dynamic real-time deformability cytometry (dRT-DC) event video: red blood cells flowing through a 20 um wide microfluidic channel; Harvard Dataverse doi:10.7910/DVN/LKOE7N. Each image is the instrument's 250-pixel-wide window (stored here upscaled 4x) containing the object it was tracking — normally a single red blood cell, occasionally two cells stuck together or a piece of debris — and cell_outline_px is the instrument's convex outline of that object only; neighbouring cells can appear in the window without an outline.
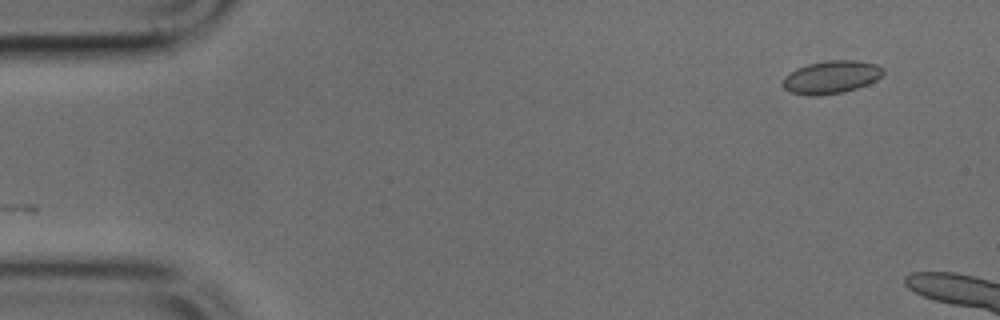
{"species": "common noctule bat (a hibernating species)", "species_latin": "Nyctalus noctula", "temperature_condition": "cold", "stored_images_in_passage": 4, "camera_frame_rate_fps": 3000, "um_per_image_px": 0.085, "animal": {"sex": "male", "body_mass_g": 17.9, "forearm_length_mm": 54.2}, "frame": {"image": 1, "passage_image": 1, "time_ms": 0.0, "image_size_px": [1000, 320], "cell_outline_px": [[884, 72], [876, 80], [868, 84], [844, 92], [820, 96], [812, 96], [792, 92], [784, 88], [784, 76], [796, 68], [808, 64], [828, 60], [856, 60], [880, 64], [884, 68]], "centroid_in_image_um": [70.69, 6.54], "position_along_channel_um": 14.3, "area_um2": 19.31}}